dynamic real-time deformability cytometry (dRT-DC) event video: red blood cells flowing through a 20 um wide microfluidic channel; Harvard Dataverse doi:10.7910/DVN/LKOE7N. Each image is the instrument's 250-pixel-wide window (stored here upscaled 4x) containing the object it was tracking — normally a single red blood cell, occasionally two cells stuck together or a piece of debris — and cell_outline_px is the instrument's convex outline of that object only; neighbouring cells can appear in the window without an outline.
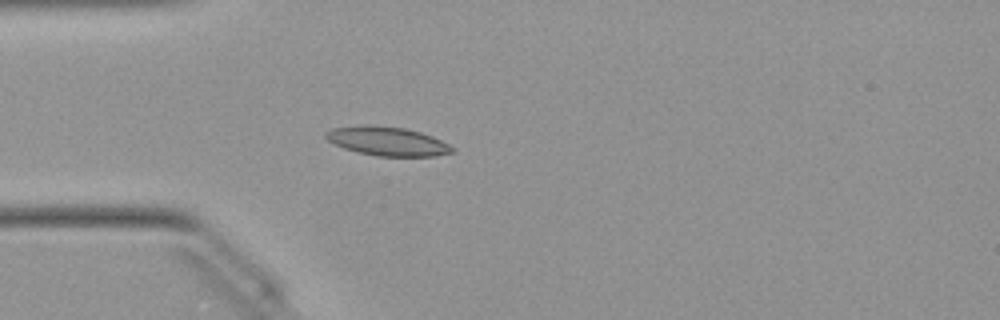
{"species": "Egyptian fruit bat (a non-hibernating species)", "species_latin": "Rousettus aegyptiacus", "temperature_condition": "warm", "stored_images_in_passage": 50, "camera_frame_rate_fps": 3000, "um_per_image_px": 0.085, "animal": {"sex": "female"}, "frame": {"image": 1, "passage_image": 14, "time_ms": 4.333, "image_size_px": [1000, 320], "cell_outline_px": [[456, 152], [436, 156], [376, 156], [356, 152], [344, 148], [328, 140], [324, 136], [324, 132], [332, 128], [364, 124], [404, 128], [420, 132], [432, 136], [456, 148]], "centroid_in_image_um": [32.93, 12.01], "position_along_channel_um": 52.1, "area_um2": 21.44}}
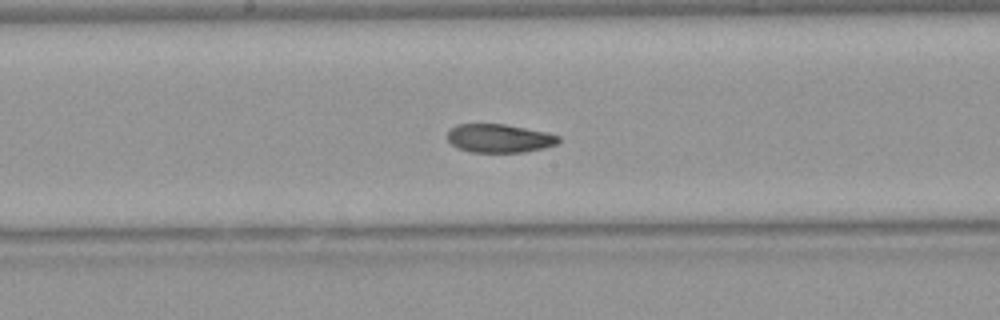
{"frame": {"image": 2, "passage_image": 26, "time_ms": 8.333, "image_size_px": [1000, 320], "cell_outline_px": [[560, 140], [556, 144], [544, 148], [524, 152], [472, 152], [460, 148], [452, 144], [448, 140], [448, 132], [456, 124], [504, 124], [548, 132], [560, 136]], "centroid_in_image_um": [42.48, 11.75], "position_along_channel_um": 205.7, "area_um2": 18.38}}
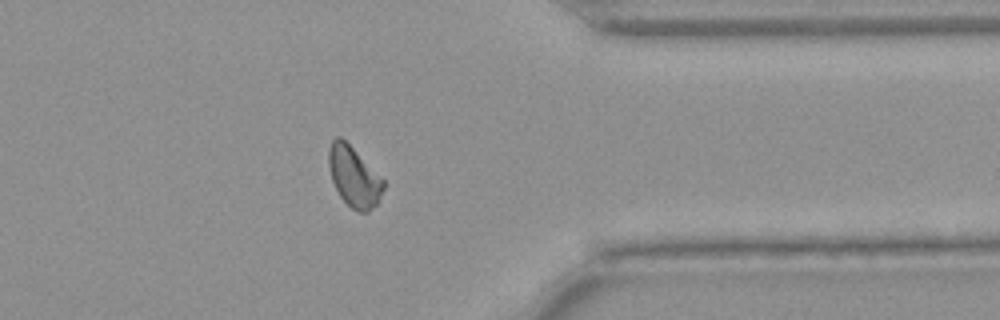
{"frame": {"image": 3, "passage_image": 40, "time_ms": 13.0, "image_size_px": [1000, 320], "cell_outline_px": [[384, 188], [376, 204], [368, 212], [356, 212], [340, 196], [332, 180], [328, 164], [328, 148], [332, 140], [336, 136], [340, 136], [384, 180]], "centroid_in_image_um": [30.06, 15.02], "position_along_channel_um": 381.3, "area_um2": 18.84}, "authors_computed_cell_mechanics": {"area_um2": 19.5653, "velocity_mm_per_s": 4.0365, "shape_relaxation_time_tau1_ms": 5.2971, "shape_relaxation_time_tau2_ms": 3.6929, "deformation_change_tau1": 0.1344, "deformation_change_tau2": 0.0941}}